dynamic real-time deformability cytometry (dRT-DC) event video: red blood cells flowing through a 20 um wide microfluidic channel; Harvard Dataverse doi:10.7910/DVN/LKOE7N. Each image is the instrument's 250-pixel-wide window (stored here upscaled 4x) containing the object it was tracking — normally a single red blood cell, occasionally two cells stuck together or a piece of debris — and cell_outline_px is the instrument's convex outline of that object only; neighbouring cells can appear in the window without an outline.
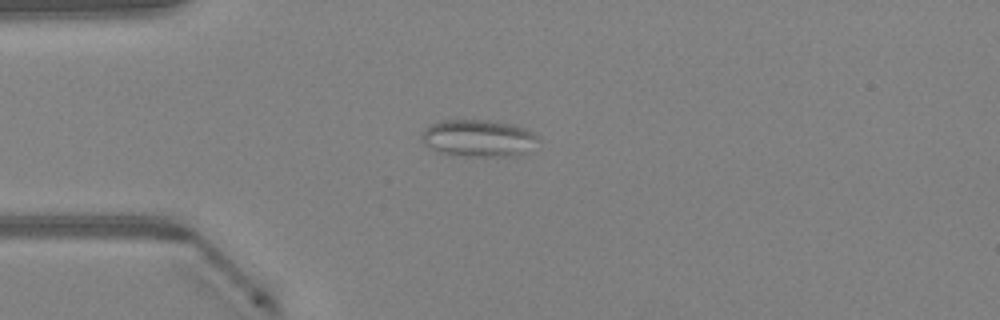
{"species": "Egyptian fruit bat (a non-hibernating species)", "species_latin": "Rousettus aegyptiacus", "temperature_condition": "warm", "stored_images_in_passage": 48, "camera_frame_rate_fps": 3000, "um_per_image_px": 0.085, "animal": {"sex": "female"}, "frame": {"image": 1, "passage_image": 13, "time_ms": 4.0, "image_size_px": [1000, 320], "cell_outline_px": [[540, 136], [520, 156], [460, 156], [440, 152], [424, 144], [420, 140], [420, 136], [424, 128], [440, 120], [488, 120], [512, 124], [524, 128]], "centroid_in_image_um": [40.61, 11.74], "position_along_channel_um": 44.4, "area_um2": 25.09}}
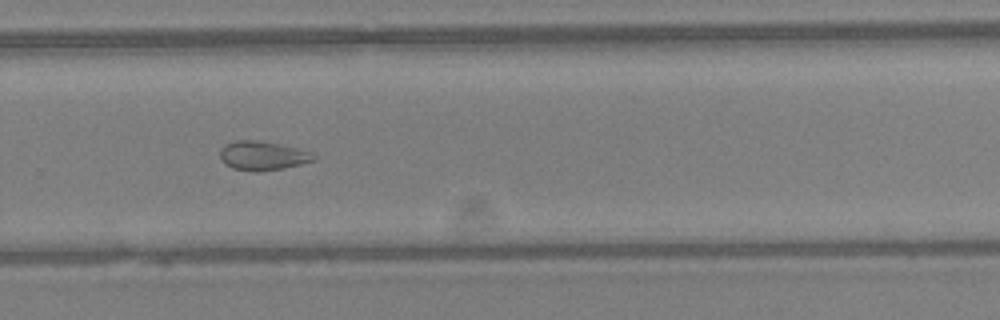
{"frame": {"image": 2, "passage_image": 33, "time_ms": 10.667, "image_size_px": [1000, 320], "cell_outline_px": [[316, 160], [284, 168], [260, 172], [256, 172], [232, 168], [224, 164], [220, 156], [220, 148], [224, 144], [236, 140], [256, 140], [296, 148], [312, 152], [316, 156]], "centroid_in_image_um": [22.3, 13.24], "position_along_channel_um": 307.5, "area_um2": 15.9}}
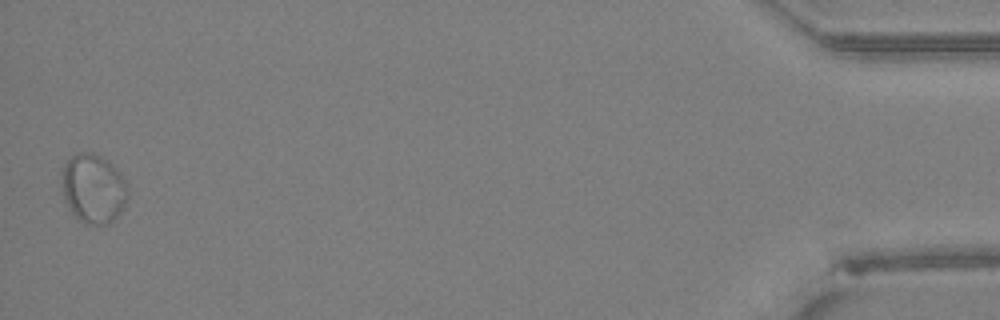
{"frame": {"image": 3, "passage_image": 48, "time_ms": 15.667, "image_size_px": [1000, 320], "cell_outline_px": [[128, 200], [124, 208], [108, 224], [84, 224], [68, 208], [64, 200], [64, 164], [72, 156], [80, 152], [92, 152], [108, 160], [120, 172], [128, 184]], "centroid_in_image_um": [7.99, 16.03], "position_along_channel_um": 427.2, "area_um2": 26.53}, "authors_computed_cell_mechanics": {"area_um2": 20.9236, "velocity_mm_per_s": 4.2293, "shape_relaxation_time_tau1_ms": null, "shape_relaxation_time_tau2_ms": 0.6413, "deformation_change_tau1": null, "deformation_change_tau2": 0.0604}}